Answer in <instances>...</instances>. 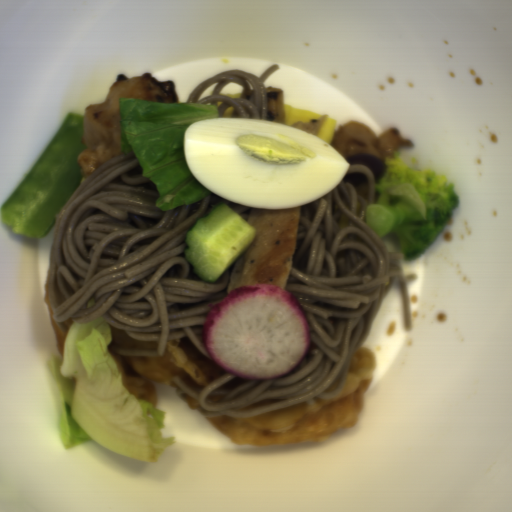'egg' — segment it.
<instances>
[{"mask_svg": "<svg viewBox=\"0 0 512 512\" xmlns=\"http://www.w3.org/2000/svg\"><path fill=\"white\" fill-rule=\"evenodd\" d=\"M186 166L219 197L256 209H294L317 201L351 163L331 144L275 121L220 116L187 126Z\"/></svg>", "mask_w": 512, "mask_h": 512, "instance_id": "1", "label": "egg"}]
</instances>
